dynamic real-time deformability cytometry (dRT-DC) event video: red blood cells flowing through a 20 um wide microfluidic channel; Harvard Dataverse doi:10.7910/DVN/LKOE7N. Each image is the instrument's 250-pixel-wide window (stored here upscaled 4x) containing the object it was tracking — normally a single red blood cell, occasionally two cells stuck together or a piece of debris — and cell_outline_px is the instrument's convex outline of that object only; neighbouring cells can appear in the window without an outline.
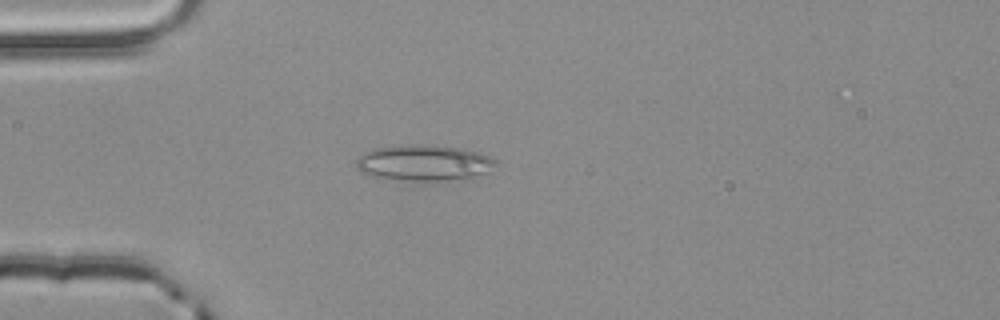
{"species": "common noctule bat (a hibernating species)", "species_latin": "Nyctalus noctula", "temperature_condition": "room temperature", "stored_images_in_passage": 43, "camera_frame_rate_fps": 3000, "um_per_image_px": 0.085, "animal": {"sex": "male", "body_mass_g": 20.4}, "frame": {"image": 1, "passage_image": 5, "time_ms": 1.333, "image_size_px": [1000, 320], "cell_outline_px": [[496, 164], [492, 172], [480, 180], [380, 180], [360, 172], [356, 164], [356, 160], [364, 152], [376, 148], [412, 144], [416, 144], [464, 148], [480, 152], [496, 160]], "centroid_in_image_um": [36.13, 13.88], "position_along_channel_um": 48.9, "area_um2": 30.29}}
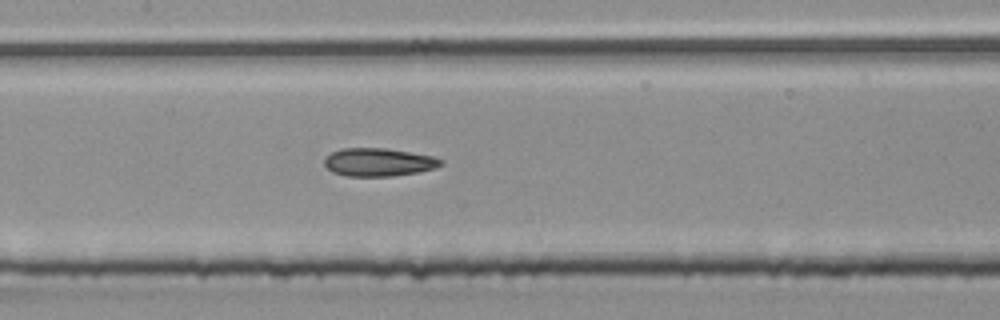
{"frame": {"image": 2, "passage_image": 16, "time_ms": 5.0, "image_size_px": [1000, 320], "cell_outline_px": [[444, 164], [436, 168], [420, 172], [392, 176], [348, 176], [332, 172], [324, 164], [324, 156], [340, 148], [388, 148], [432, 156], [444, 160]], "centroid_in_image_um": [32.19, 13.78], "position_along_channel_um": 175.2, "area_um2": 19.31}}
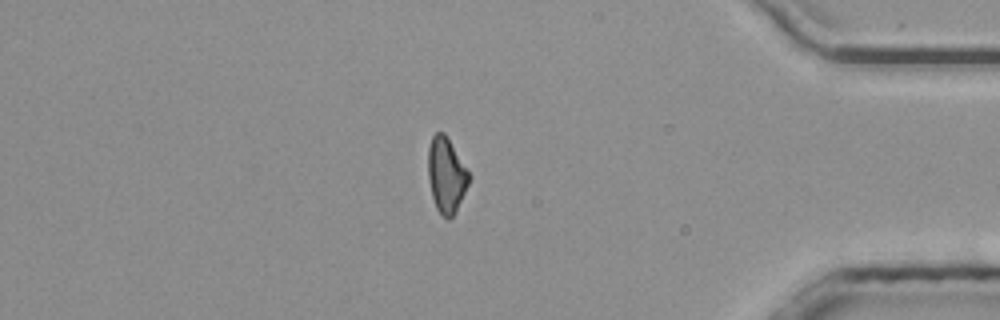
{"frame": {"image": 3, "passage_image": 36, "time_ms": 11.667, "image_size_px": [1000, 320], "cell_outline_px": [[472, 176], [452, 216], [448, 220], [436, 208], [432, 196], [428, 180], [428, 148], [432, 136], [436, 132], [444, 132]], "centroid_in_image_um": [37.92, 14.84], "position_along_channel_um": 397.3, "area_um2": 17.69}}